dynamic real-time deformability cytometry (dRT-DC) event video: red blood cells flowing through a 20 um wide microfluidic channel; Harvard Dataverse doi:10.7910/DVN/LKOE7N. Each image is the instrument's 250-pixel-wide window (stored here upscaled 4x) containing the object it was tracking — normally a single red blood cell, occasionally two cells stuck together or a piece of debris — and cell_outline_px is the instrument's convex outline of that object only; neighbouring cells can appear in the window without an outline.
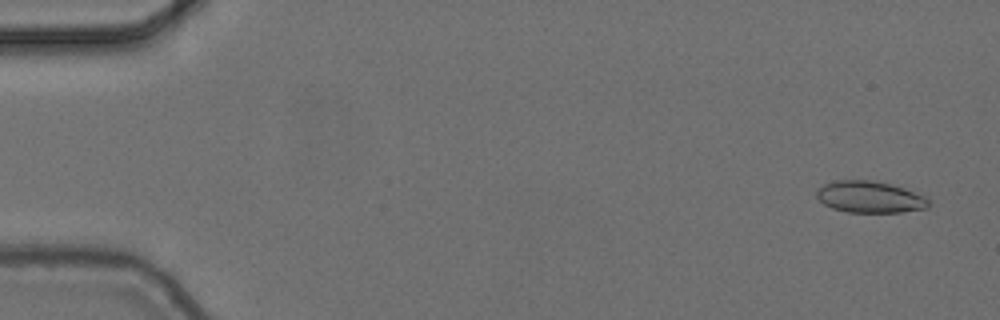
{"species": "common noctule bat (a hibernating species)", "species_latin": "Nyctalus noctula", "temperature_condition": "cold", "stored_images_in_passage": 3, "camera_frame_rate_fps": 3000, "um_per_image_px": 0.085, "animal": {"sex": "female", "body_mass_g": 24.6, "forearm_length_mm": 56.2}, "frame": {"image": 1, "passage_image": 1, "time_ms": 0.0, "image_size_px": [1000, 320], "cell_outline_px": [[928, 208], [900, 212], [848, 212], [832, 208], [824, 204], [816, 196], [816, 188], [824, 184], [836, 180], [872, 180], [892, 184], [904, 188], [924, 196], [928, 200]], "centroid_in_image_um": [73.9, 16.73], "position_along_channel_um": 11.1, "area_um2": 20.63}}
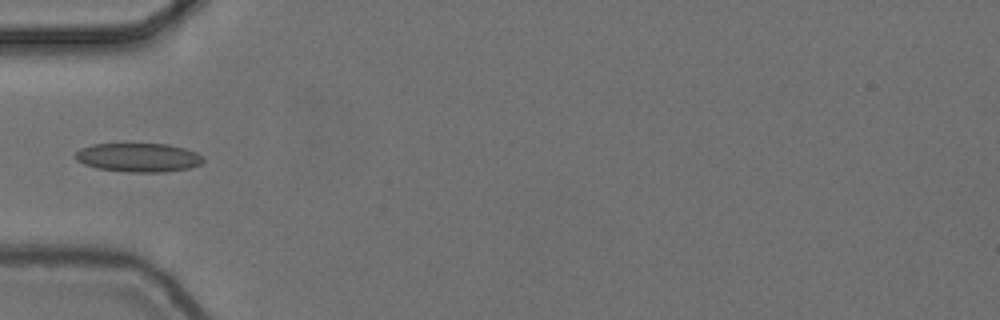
{"frame": {"image": 2, "passage_image": 3, "time_ms": 0.667, "image_size_px": [1000, 320], "cell_outline_px": [[204, 160], [200, 164], [188, 168], [164, 172], [128, 172], [96, 168], [84, 164], [76, 160], [72, 156], [80, 148], [92, 144], [124, 140], [168, 144], [184, 148], [196, 152], [204, 156]], "centroid_in_image_um": [11.7, 13.32], "position_along_channel_um": 73.3, "area_um2": 22.72}}